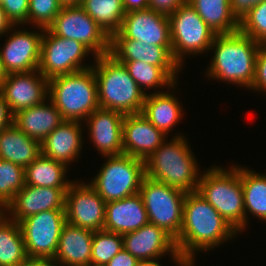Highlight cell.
Instances as JSON below:
<instances>
[{
	"mask_svg": "<svg viewBox=\"0 0 266 266\" xmlns=\"http://www.w3.org/2000/svg\"><path fill=\"white\" fill-rule=\"evenodd\" d=\"M238 233L197 191L186 193L181 232L175 239L177 251L194 265L195 251L211 250Z\"/></svg>",
	"mask_w": 266,
	"mask_h": 266,
	"instance_id": "1",
	"label": "cell"
},
{
	"mask_svg": "<svg viewBox=\"0 0 266 266\" xmlns=\"http://www.w3.org/2000/svg\"><path fill=\"white\" fill-rule=\"evenodd\" d=\"M262 44L240 30L216 35L210 49L214 50L206 75L251 88L257 53Z\"/></svg>",
	"mask_w": 266,
	"mask_h": 266,
	"instance_id": "2",
	"label": "cell"
},
{
	"mask_svg": "<svg viewBox=\"0 0 266 266\" xmlns=\"http://www.w3.org/2000/svg\"><path fill=\"white\" fill-rule=\"evenodd\" d=\"M92 66L97 83L99 108L123 115L142 112L146 94L128 73L123 63L110 54L95 57Z\"/></svg>",
	"mask_w": 266,
	"mask_h": 266,
	"instance_id": "3",
	"label": "cell"
},
{
	"mask_svg": "<svg viewBox=\"0 0 266 266\" xmlns=\"http://www.w3.org/2000/svg\"><path fill=\"white\" fill-rule=\"evenodd\" d=\"M194 156L187 140L178 134L169 143L165 140L145 160V175L186 193L195 192L200 173Z\"/></svg>",
	"mask_w": 266,
	"mask_h": 266,
	"instance_id": "4",
	"label": "cell"
},
{
	"mask_svg": "<svg viewBox=\"0 0 266 266\" xmlns=\"http://www.w3.org/2000/svg\"><path fill=\"white\" fill-rule=\"evenodd\" d=\"M48 97L64 120L85 122V119L99 108L93 68L49 79Z\"/></svg>",
	"mask_w": 266,
	"mask_h": 266,
	"instance_id": "5",
	"label": "cell"
},
{
	"mask_svg": "<svg viewBox=\"0 0 266 266\" xmlns=\"http://www.w3.org/2000/svg\"><path fill=\"white\" fill-rule=\"evenodd\" d=\"M197 192L237 231L245 228V210L240 166H220L200 174Z\"/></svg>",
	"mask_w": 266,
	"mask_h": 266,
	"instance_id": "6",
	"label": "cell"
},
{
	"mask_svg": "<svg viewBox=\"0 0 266 266\" xmlns=\"http://www.w3.org/2000/svg\"><path fill=\"white\" fill-rule=\"evenodd\" d=\"M102 166L90 185L106 202L121 200L138 194L145 175V161L122 154L105 156Z\"/></svg>",
	"mask_w": 266,
	"mask_h": 266,
	"instance_id": "7",
	"label": "cell"
},
{
	"mask_svg": "<svg viewBox=\"0 0 266 266\" xmlns=\"http://www.w3.org/2000/svg\"><path fill=\"white\" fill-rule=\"evenodd\" d=\"M168 19L172 56L181 68L186 53L196 55L211 50L216 34L187 1L168 15Z\"/></svg>",
	"mask_w": 266,
	"mask_h": 266,
	"instance_id": "8",
	"label": "cell"
},
{
	"mask_svg": "<svg viewBox=\"0 0 266 266\" xmlns=\"http://www.w3.org/2000/svg\"><path fill=\"white\" fill-rule=\"evenodd\" d=\"M139 194L149 223L164 229L176 239L181 232L186 192L145 176Z\"/></svg>",
	"mask_w": 266,
	"mask_h": 266,
	"instance_id": "9",
	"label": "cell"
},
{
	"mask_svg": "<svg viewBox=\"0 0 266 266\" xmlns=\"http://www.w3.org/2000/svg\"><path fill=\"white\" fill-rule=\"evenodd\" d=\"M48 29L56 36L82 43L94 57L110 53V37L80 5H64Z\"/></svg>",
	"mask_w": 266,
	"mask_h": 266,
	"instance_id": "10",
	"label": "cell"
},
{
	"mask_svg": "<svg viewBox=\"0 0 266 266\" xmlns=\"http://www.w3.org/2000/svg\"><path fill=\"white\" fill-rule=\"evenodd\" d=\"M90 53L93 52L77 40L56 36L49 29H44L38 70L49 80L55 76L89 69L92 66H85L82 62Z\"/></svg>",
	"mask_w": 266,
	"mask_h": 266,
	"instance_id": "11",
	"label": "cell"
},
{
	"mask_svg": "<svg viewBox=\"0 0 266 266\" xmlns=\"http://www.w3.org/2000/svg\"><path fill=\"white\" fill-rule=\"evenodd\" d=\"M65 209L46 210L22 220L25 250L29 259H54L66 223Z\"/></svg>",
	"mask_w": 266,
	"mask_h": 266,
	"instance_id": "12",
	"label": "cell"
},
{
	"mask_svg": "<svg viewBox=\"0 0 266 266\" xmlns=\"http://www.w3.org/2000/svg\"><path fill=\"white\" fill-rule=\"evenodd\" d=\"M105 210L106 202L90 184L72 181L65 195L68 223L92 231L103 230Z\"/></svg>",
	"mask_w": 266,
	"mask_h": 266,
	"instance_id": "13",
	"label": "cell"
},
{
	"mask_svg": "<svg viewBox=\"0 0 266 266\" xmlns=\"http://www.w3.org/2000/svg\"><path fill=\"white\" fill-rule=\"evenodd\" d=\"M110 38H127L149 45L172 46L168 16L150 8L126 12L120 30Z\"/></svg>",
	"mask_w": 266,
	"mask_h": 266,
	"instance_id": "14",
	"label": "cell"
},
{
	"mask_svg": "<svg viewBox=\"0 0 266 266\" xmlns=\"http://www.w3.org/2000/svg\"><path fill=\"white\" fill-rule=\"evenodd\" d=\"M123 248L140 260L158 259L170 252L180 266H190L177 251L175 239L164 229L147 223L136 231L123 234Z\"/></svg>",
	"mask_w": 266,
	"mask_h": 266,
	"instance_id": "15",
	"label": "cell"
},
{
	"mask_svg": "<svg viewBox=\"0 0 266 266\" xmlns=\"http://www.w3.org/2000/svg\"><path fill=\"white\" fill-rule=\"evenodd\" d=\"M36 73V74H35ZM49 80L38 69L30 72L10 73L0 93L12 114L46 101Z\"/></svg>",
	"mask_w": 266,
	"mask_h": 266,
	"instance_id": "16",
	"label": "cell"
},
{
	"mask_svg": "<svg viewBox=\"0 0 266 266\" xmlns=\"http://www.w3.org/2000/svg\"><path fill=\"white\" fill-rule=\"evenodd\" d=\"M5 46L0 50L5 71L10 73L30 72L38 69L40 62L41 40L44 29L39 32L14 31Z\"/></svg>",
	"mask_w": 266,
	"mask_h": 266,
	"instance_id": "17",
	"label": "cell"
},
{
	"mask_svg": "<svg viewBox=\"0 0 266 266\" xmlns=\"http://www.w3.org/2000/svg\"><path fill=\"white\" fill-rule=\"evenodd\" d=\"M68 188L37 187L25 184L3 210L20 223L29 216L46 210L65 209Z\"/></svg>",
	"mask_w": 266,
	"mask_h": 266,
	"instance_id": "18",
	"label": "cell"
},
{
	"mask_svg": "<svg viewBox=\"0 0 266 266\" xmlns=\"http://www.w3.org/2000/svg\"><path fill=\"white\" fill-rule=\"evenodd\" d=\"M124 116L113 110L98 108L85 119L90 139L103 157L123 154Z\"/></svg>",
	"mask_w": 266,
	"mask_h": 266,
	"instance_id": "19",
	"label": "cell"
},
{
	"mask_svg": "<svg viewBox=\"0 0 266 266\" xmlns=\"http://www.w3.org/2000/svg\"><path fill=\"white\" fill-rule=\"evenodd\" d=\"M166 135L141 113L123 119V154L145 161L165 141Z\"/></svg>",
	"mask_w": 266,
	"mask_h": 266,
	"instance_id": "20",
	"label": "cell"
},
{
	"mask_svg": "<svg viewBox=\"0 0 266 266\" xmlns=\"http://www.w3.org/2000/svg\"><path fill=\"white\" fill-rule=\"evenodd\" d=\"M147 223L148 214L139 193L106 203L105 231L123 235L136 231Z\"/></svg>",
	"mask_w": 266,
	"mask_h": 266,
	"instance_id": "21",
	"label": "cell"
},
{
	"mask_svg": "<svg viewBox=\"0 0 266 266\" xmlns=\"http://www.w3.org/2000/svg\"><path fill=\"white\" fill-rule=\"evenodd\" d=\"M109 54L118 62L143 61L158 67H180L173 59L172 46L149 45L127 38H110Z\"/></svg>",
	"mask_w": 266,
	"mask_h": 266,
	"instance_id": "22",
	"label": "cell"
},
{
	"mask_svg": "<svg viewBox=\"0 0 266 266\" xmlns=\"http://www.w3.org/2000/svg\"><path fill=\"white\" fill-rule=\"evenodd\" d=\"M81 123L64 120L41 142L42 154L66 166L78 159L83 145Z\"/></svg>",
	"mask_w": 266,
	"mask_h": 266,
	"instance_id": "23",
	"label": "cell"
},
{
	"mask_svg": "<svg viewBox=\"0 0 266 266\" xmlns=\"http://www.w3.org/2000/svg\"><path fill=\"white\" fill-rule=\"evenodd\" d=\"M93 233L90 229L66 222L54 259L64 266H91Z\"/></svg>",
	"mask_w": 266,
	"mask_h": 266,
	"instance_id": "24",
	"label": "cell"
},
{
	"mask_svg": "<svg viewBox=\"0 0 266 266\" xmlns=\"http://www.w3.org/2000/svg\"><path fill=\"white\" fill-rule=\"evenodd\" d=\"M50 104V105H49ZM42 102L13 114V124L30 138L42 142L64 119L50 101Z\"/></svg>",
	"mask_w": 266,
	"mask_h": 266,
	"instance_id": "25",
	"label": "cell"
},
{
	"mask_svg": "<svg viewBox=\"0 0 266 266\" xmlns=\"http://www.w3.org/2000/svg\"><path fill=\"white\" fill-rule=\"evenodd\" d=\"M41 154V142L30 138L14 124L0 131V159L26 168Z\"/></svg>",
	"mask_w": 266,
	"mask_h": 266,
	"instance_id": "26",
	"label": "cell"
},
{
	"mask_svg": "<svg viewBox=\"0 0 266 266\" xmlns=\"http://www.w3.org/2000/svg\"><path fill=\"white\" fill-rule=\"evenodd\" d=\"M183 108L171 93L158 91L146 94L141 114L167 137L182 118Z\"/></svg>",
	"mask_w": 266,
	"mask_h": 266,
	"instance_id": "27",
	"label": "cell"
},
{
	"mask_svg": "<svg viewBox=\"0 0 266 266\" xmlns=\"http://www.w3.org/2000/svg\"><path fill=\"white\" fill-rule=\"evenodd\" d=\"M0 211V266H24L29 260L21 226Z\"/></svg>",
	"mask_w": 266,
	"mask_h": 266,
	"instance_id": "28",
	"label": "cell"
},
{
	"mask_svg": "<svg viewBox=\"0 0 266 266\" xmlns=\"http://www.w3.org/2000/svg\"><path fill=\"white\" fill-rule=\"evenodd\" d=\"M216 35L239 30V21L230 8V0H186Z\"/></svg>",
	"mask_w": 266,
	"mask_h": 266,
	"instance_id": "29",
	"label": "cell"
},
{
	"mask_svg": "<svg viewBox=\"0 0 266 266\" xmlns=\"http://www.w3.org/2000/svg\"><path fill=\"white\" fill-rule=\"evenodd\" d=\"M67 166L41 154L25 168V184L37 187L68 188Z\"/></svg>",
	"mask_w": 266,
	"mask_h": 266,
	"instance_id": "30",
	"label": "cell"
},
{
	"mask_svg": "<svg viewBox=\"0 0 266 266\" xmlns=\"http://www.w3.org/2000/svg\"><path fill=\"white\" fill-rule=\"evenodd\" d=\"M126 67L128 73L146 94L143 89L164 87L165 85L174 88L176 85L177 73L181 67H158L147 64L143 61L120 62ZM145 87V88H144Z\"/></svg>",
	"mask_w": 266,
	"mask_h": 266,
	"instance_id": "31",
	"label": "cell"
},
{
	"mask_svg": "<svg viewBox=\"0 0 266 266\" xmlns=\"http://www.w3.org/2000/svg\"><path fill=\"white\" fill-rule=\"evenodd\" d=\"M240 178L244 196L245 227L248 212L266 221V175L240 166Z\"/></svg>",
	"mask_w": 266,
	"mask_h": 266,
	"instance_id": "32",
	"label": "cell"
},
{
	"mask_svg": "<svg viewBox=\"0 0 266 266\" xmlns=\"http://www.w3.org/2000/svg\"><path fill=\"white\" fill-rule=\"evenodd\" d=\"M80 6L109 37L120 30L126 14L122 0H82Z\"/></svg>",
	"mask_w": 266,
	"mask_h": 266,
	"instance_id": "33",
	"label": "cell"
},
{
	"mask_svg": "<svg viewBox=\"0 0 266 266\" xmlns=\"http://www.w3.org/2000/svg\"><path fill=\"white\" fill-rule=\"evenodd\" d=\"M25 185V168L0 159V211L14 199Z\"/></svg>",
	"mask_w": 266,
	"mask_h": 266,
	"instance_id": "34",
	"label": "cell"
},
{
	"mask_svg": "<svg viewBox=\"0 0 266 266\" xmlns=\"http://www.w3.org/2000/svg\"><path fill=\"white\" fill-rule=\"evenodd\" d=\"M123 249V236L105 230L94 231L91 266H105Z\"/></svg>",
	"mask_w": 266,
	"mask_h": 266,
	"instance_id": "35",
	"label": "cell"
},
{
	"mask_svg": "<svg viewBox=\"0 0 266 266\" xmlns=\"http://www.w3.org/2000/svg\"><path fill=\"white\" fill-rule=\"evenodd\" d=\"M239 30L254 41L266 45V0L255 5L239 21Z\"/></svg>",
	"mask_w": 266,
	"mask_h": 266,
	"instance_id": "36",
	"label": "cell"
},
{
	"mask_svg": "<svg viewBox=\"0 0 266 266\" xmlns=\"http://www.w3.org/2000/svg\"><path fill=\"white\" fill-rule=\"evenodd\" d=\"M62 7L59 0H29L28 23L48 29Z\"/></svg>",
	"mask_w": 266,
	"mask_h": 266,
	"instance_id": "37",
	"label": "cell"
},
{
	"mask_svg": "<svg viewBox=\"0 0 266 266\" xmlns=\"http://www.w3.org/2000/svg\"><path fill=\"white\" fill-rule=\"evenodd\" d=\"M0 6L15 27L28 23L29 0H0Z\"/></svg>",
	"mask_w": 266,
	"mask_h": 266,
	"instance_id": "38",
	"label": "cell"
},
{
	"mask_svg": "<svg viewBox=\"0 0 266 266\" xmlns=\"http://www.w3.org/2000/svg\"><path fill=\"white\" fill-rule=\"evenodd\" d=\"M252 90L266 92V45H262L257 53Z\"/></svg>",
	"mask_w": 266,
	"mask_h": 266,
	"instance_id": "39",
	"label": "cell"
},
{
	"mask_svg": "<svg viewBox=\"0 0 266 266\" xmlns=\"http://www.w3.org/2000/svg\"><path fill=\"white\" fill-rule=\"evenodd\" d=\"M185 2L186 0H148V8L168 16Z\"/></svg>",
	"mask_w": 266,
	"mask_h": 266,
	"instance_id": "40",
	"label": "cell"
},
{
	"mask_svg": "<svg viewBox=\"0 0 266 266\" xmlns=\"http://www.w3.org/2000/svg\"><path fill=\"white\" fill-rule=\"evenodd\" d=\"M264 0H230L233 15L240 21L255 5Z\"/></svg>",
	"mask_w": 266,
	"mask_h": 266,
	"instance_id": "41",
	"label": "cell"
},
{
	"mask_svg": "<svg viewBox=\"0 0 266 266\" xmlns=\"http://www.w3.org/2000/svg\"><path fill=\"white\" fill-rule=\"evenodd\" d=\"M138 261L136 257L123 248L105 266H137Z\"/></svg>",
	"mask_w": 266,
	"mask_h": 266,
	"instance_id": "42",
	"label": "cell"
},
{
	"mask_svg": "<svg viewBox=\"0 0 266 266\" xmlns=\"http://www.w3.org/2000/svg\"><path fill=\"white\" fill-rule=\"evenodd\" d=\"M13 124V114L0 93V131Z\"/></svg>",
	"mask_w": 266,
	"mask_h": 266,
	"instance_id": "43",
	"label": "cell"
},
{
	"mask_svg": "<svg viewBox=\"0 0 266 266\" xmlns=\"http://www.w3.org/2000/svg\"><path fill=\"white\" fill-rule=\"evenodd\" d=\"M126 12L148 8V0H122Z\"/></svg>",
	"mask_w": 266,
	"mask_h": 266,
	"instance_id": "44",
	"label": "cell"
},
{
	"mask_svg": "<svg viewBox=\"0 0 266 266\" xmlns=\"http://www.w3.org/2000/svg\"><path fill=\"white\" fill-rule=\"evenodd\" d=\"M62 266L63 264L55 259H29L24 266Z\"/></svg>",
	"mask_w": 266,
	"mask_h": 266,
	"instance_id": "45",
	"label": "cell"
},
{
	"mask_svg": "<svg viewBox=\"0 0 266 266\" xmlns=\"http://www.w3.org/2000/svg\"><path fill=\"white\" fill-rule=\"evenodd\" d=\"M12 27H14V25L0 6V35L2 36L4 33H8Z\"/></svg>",
	"mask_w": 266,
	"mask_h": 266,
	"instance_id": "46",
	"label": "cell"
},
{
	"mask_svg": "<svg viewBox=\"0 0 266 266\" xmlns=\"http://www.w3.org/2000/svg\"><path fill=\"white\" fill-rule=\"evenodd\" d=\"M137 266H161V263L159 264L158 259L140 260Z\"/></svg>",
	"mask_w": 266,
	"mask_h": 266,
	"instance_id": "47",
	"label": "cell"
},
{
	"mask_svg": "<svg viewBox=\"0 0 266 266\" xmlns=\"http://www.w3.org/2000/svg\"><path fill=\"white\" fill-rule=\"evenodd\" d=\"M8 73L5 71L4 66L2 64V58L0 53V90L2 88L3 83L5 82L7 78Z\"/></svg>",
	"mask_w": 266,
	"mask_h": 266,
	"instance_id": "48",
	"label": "cell"
},
{
	"mask_svg": "<svg viewBox=\"0 0 266 266\" xmlns=\"http://www.w3.org/2000/svg\"><path fill=\"white\" fill-rule=\"evenodd\" d=\"M62 5H80L82 0H59Z\"/></svg>",
	"mask_w": 266,
	"mask_h": 266,
	"instance_id": "49",
	"label": "cell"
}]
</instances>
